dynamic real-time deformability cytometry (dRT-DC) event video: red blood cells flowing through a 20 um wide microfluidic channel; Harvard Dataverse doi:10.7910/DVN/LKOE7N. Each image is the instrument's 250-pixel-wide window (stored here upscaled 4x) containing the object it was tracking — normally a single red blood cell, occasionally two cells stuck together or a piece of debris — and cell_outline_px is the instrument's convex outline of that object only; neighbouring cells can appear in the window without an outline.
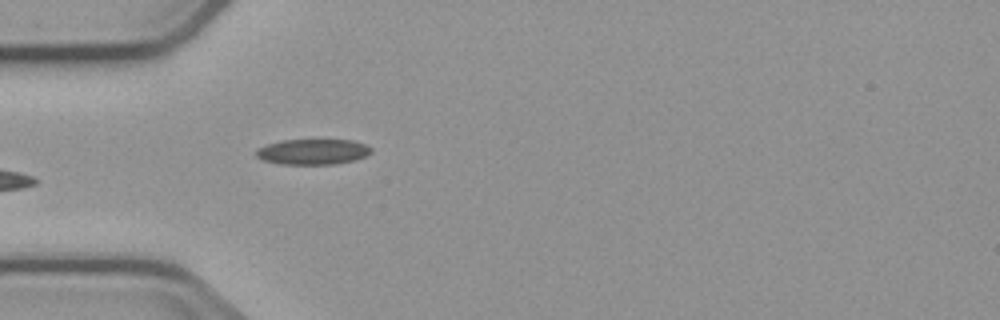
{"species": "common noctule bat (a hibernating species)", "species_latin": "Nyctalus noctula", "temperature_condition": "cold", "stored_images_in_passage": 3, "camera_frame_rate_fps": 3000, "um_per_image_px": 0.085, "animal": {"sex": "male", "body_mass_g": 23.1, "forearm_length_mm": 52.7}, "frame": {"image": 1, "passage_image": 3, "time_ms": 3.0, "image_size_px": [1000, 320], "cell_outline_px": [[372, 152], [364, 156], [352, 160], [336, 164], [280, 164], [264, 160], [256, 156], [256, 148], [268, 144], [284, 140], [352, 140], [364, 144], [372, 148]], "centroid_in_image_um": [26.57, 12.9], "position_along_channel_um": 58.4, "area_um2": 16.94}}